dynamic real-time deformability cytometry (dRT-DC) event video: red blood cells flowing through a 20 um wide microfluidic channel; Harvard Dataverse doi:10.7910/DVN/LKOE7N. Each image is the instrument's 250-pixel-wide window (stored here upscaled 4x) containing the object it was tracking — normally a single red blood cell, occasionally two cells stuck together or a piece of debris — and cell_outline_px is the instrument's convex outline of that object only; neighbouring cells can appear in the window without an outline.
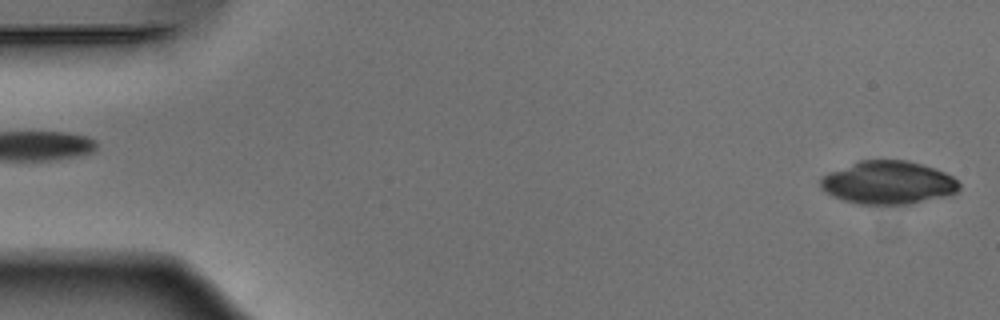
{"species": "Egyptian fruit bat (a non-hibernating species)", "species_latin": "Rousettus aegyptiacus", "temperature_condition": "warm", "stored_images_in_passage": 51, "camera_frame_rate_fps": 3000, "um_per_image_px": 0.085, "animal": {"sex": "male"}, "frame": {"image": 1, "passage_image": 1, "time_ms": 0.0, "image_size_px": [1000, 320], "cell_outline_px": [[960, 188], [956, 192], [912, 204], [860, 204], [844, 200], [832, 196], [820, 188], [820, 176], [828, 172], [860, 160], [908, 160], [936, 168], [952, 176], [960, 184]], "centroid_in_image_um": [75.46, 15.51], "position_along_channel_um": 9.5, "area_um2": 34.85}}